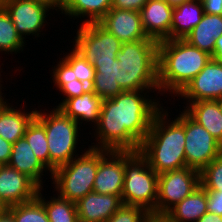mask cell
Here are the masks:
<instances>
[{
    "mask_svg": "<svg viewBox=\"0 0 222 222\" xmlns=\"http://www.w3.org/2000/svg\"><path fill=\"white\" fill-rule=\"evenodd\" d=\"M2 6L9 13L17 32L25 40L27 36L40 38L41 29L49 25V14L53 16L51 7L33 0H7ZM49 13V14H48Z\"/></svg>",
    "mask_w": 222,
    "mask_h": 222,
    "instance_id": "obj_11",
    "label": "cell"
},
{
    "mask_svg": "<svg viewBox=\"0 0 222 222\" xmlns=\"http://www.w3.org/2000/svg\"><path fill=\"white\" fill-rule=\"evenodd\" d=\"M14 222H50L42 202L35 199L7 208Z\"/></svg>",
    "mask_w": 222,
    "mask_h": 222,
    "instance_id": "obj_31",
    "label": "cell"
},
{
    "mask_svg": "<svg viewBox=\"0 0 222 222\" xmlns=\"http://www.w3.org/2000/svg\"><path fill=\"white\" fill-rule=\"evenodd\" d=\"M158 41L123 43L116 57V81L124 91H159Z\"/></svg>",
    "mask_w": 222,
    "mask_h": 222,
    "instance_id": "obj_4",
    "label": "cell"
},
{
    "mask_svg": "<svg viewBox=\"0 0 222 222\" xmlns=\"http://www.w3.org/2000/svg\"><path fill=\"white\" fill-rule=\"evenodd\" d=\"M212 58L222 63V35L218 39H216Z\"/></svg>",
    "mask_w": 222,
    "mask_h": 222,
    "instance_id": "obj_41",
    "label": "cell"
},
{
    "mask_svg": "<svg viewBox=\"0 0 222 222\" xmlns=\"http://www.w3.org/2000/svg\"><path fill=\"white\" fill-rule=\"evenodd\" d=\"M12 151V143L0 136V164L6 165L10 161Z\"/></svg>",
    "mask_w": 222,
    "mask_h": 222,
    "instance_id": "obj_38",
    "label": "cell"
},
{
    "mask_svg": "<svg viewBox=\"0 0 222 222\" xmlns=\"http://www.w3.org/2000/svg\"><path fill=\"white\" fill-rule=\"evenodd\" d=\"M208 212L222 216V194L218 191H207Z\"/></svg>",
    "mask_w": 222,
    "mask_h": 222,
    "instance_id": "obj_36",
    "label": "cell"
},
{
    "mask_svg": "<svg viewBox=\"0 0 222 222\" xmlns=\"http://www.w3.org/2000/svg\"><path fill=\"white\" fill-rule=\"evenodd\" d=\"M23 137L36 157L49 170V149L45 127L34 117L28 124Z\"/></svg>",
    "mask_w": 222,
    "mask_h": 222,
    "instance_id": "obj_30",
    "label": "cell"
},
{
    "mask_svg": "<svg viewBox=\"0 0 222 222\" xmlns=\"http://www.w3.org/2000/svg\"><path fill=\"white\" fill-rule=\"evenodd\" d=\"M69 51L63 53L62 59L73 69L77 80L91 87L96 72L94 66L87 62L73 47Z\"/></svg>",
    "mask_w": 222,
    "mask_h": 222,
    "instance_id": "obj_32",
    "label": "cell"
},
{
    "mask_svg": "<svg viewBox=\"0 0 222 222\" xmlns=\"http://www.w3.org/2000/svg\"><path fill=\"white\" fill-rule=\"evenodd\" d=\"M212 56L184 39L162 40L158 43L159 95L176 97L200 73ZM164 94V95H163Z\"/></svg>",
    "mask_w": 222,
    "mask_h": 222,
    "instance_id": "obj_3",
    "label": "cell"
},
{
    "mask_svg": "<svg viewBox=\"0 0 222 222\" xmlns=\"http://www.w3.org/2000/svg\"><path fill=\"white\" fill-rule=\"evenodd\" d=\"M218 105H219V108H220V111L222 113V98H219V99H216Z\"/></svg>",
    "mask_w": 222,
    "mask_h": 222,
    "instance_id": "obj_47",
    "label": "cell"
},
{
    "mask_svg": "<svg viewBox=\"0 0 222 222\" xmlns=\"http://www.w3.org/2000/svg\"><path fill=\"white\" fill-rule=\"evenodd\" d=\"M24 103L26 104V101L18 108L7 100L0 107V136L12 144L23 138L28 124L36 114L37 108L29 111Z\"/></svg>",
    "mask_w": 222,
    "mask_h": 222,
    "instance_id": "obj_18",
    "label": "cell"
},
{
    "mask_svg": "<svg viewBox=\"0 0 222 222\" xmlns=\"http://www.w3.org/2000/svg\"><path fill=\"white\" fill-rule=\"evenodd\" d=\"M0 222H14L12 215L6 210L0 215Z\"/></svg>",
    "mask_w": 222,
    "mask_h": 222,
    "instance_id": "obj_44",
    "label": "cell"
},
{
    "mask_svg": "<svg viewBox=\"0 0 222 222\" xmlns=\"http://www.w3.org/2000/svg\"><path fill=\"white\" fill-rule=\"evenodd\" d=\"M1 77H4V75L2 76V74H0ZM0 77V107L8 100L7 98L5 99V95H3L4 93L2 92V89H6L4 88L5 86H2V82H3V78Z\"/></svg>",
    "mask_w": 222,
    "mask_h": 222,
    "instance_id": "obj_43",
    "label": "cell"
},
{
    "mask_svg": "<svg viewBox=\"0 0 222 222\" xmlns=\"http://www.w3.org/2000/svg\"><path fill=\"white\" fill-rule=\"evenodd\" d=\"M168 111L164 106L155 115L138 151L158 175L186 167L185 111H180L174 120Z\"/></svg>",
    "mask_w": 222,
    "mask_h": 222,
    "instance_id": "obj_2",
    "label": "cell"
},
{
    "mask_svg": "<svg viewBox=\"0 0 222 222\" xmlns=\"http://www.w3.org/2000/svg\"><path fill=\"white\" fill-rule=\"evenodd\" d=\"M113 0H63L60 14L81 19V24L97 23L111 9ZM85 18V20H84ZM83 19V20H82Z\"/></svg>",
    "mask_w": 222,
    "mask_h": 222,
    "instance_id": "obj_24",
    "label": "cell"
},
{
    "mask_svg": "<svg viewBox=\"0 0 222 222\" xmlns=\"http://www.w3.org/2000/svg\"><path fill=\"white\" fill-rule=\"evenodd\" d=\"M1 66H2V65L0 64V74L3 72V71H2V70H3V68L1 69Z\"/></svg>",
    "mask_w": 222,
    "mask_h": 222,
    "instance_id": "obj_50",
    "label": "cell"
},
{
    "mask_svg": "<svg viewBox=\"0 0 222 222\" xmlns=\"http://www.w3.org/2000/svg\"><path fill=\"white\" fill-rule=\"evenodd\" d=\"M45 111H48L47 108L36 110L35 118L45 127L49 149L50 174L48 173V175L51 179L52 172L57 167L69 163L74 156L81 155L78 154L80 152L78 147L81 143L78 137L82 133L79 123L59 108L53 107L50 111Z\"/></svg>",
    "mask_w": 222,
    "mask_h": 222,
    "instance_id": "obj_5",
    "label": "cell"
},
{
    "mask_svg": "<svg viewBox=\"0 0 222 222\" xmlns=\"http://www.w3.org/2000/svg\"><path fill=\"white\" fill-rule=\"evenodd\" d=\"M73 48L90 64H107L116 60L122 42L98 23L79 24Z\"/></svg>",
    "mask_w": 222,
    "mask_h": 222,
    "instance_id": "obj_8",
    "label": "cell"
},
{
    "mask_svg": "<svg viewBox=\"0 0 222 222\" xmlns=\"http://www.w3.org/2000/svg\"><path fill=\"white\" fill-rule=\"evenodd\" d=\"M146 222H170L165 216L151 215Z\"/></svg>",
    "mask_w": 222,
    "mask_h": 222,
    "instance_id": "obj_42",
    "label": "cell"
},
{
    "mask_svg": "<svg viewBox=\"0 0 222 222\" xmlns=\"http://www.w3.org/2000/svg\"><path fill=\"white\" fill-rule=\"evenodd\" d=\"M196 222H222V216L207 211V212H206L200 219H198Z\"/></svg>",
    "mask_w": 222,
    "mask_h": 222,
    "instance_id": "obj_39",
    "label": "cell"
},
{
    "mask_svg": "<svg viewBox=\"0 0 222 222\" xmlns=\"http://www.w3.org/2000/svg\"><path fill=\"white\" fill-rule=\"evenodd\" d=\"M158 176L138 151H125L122 203L142 207L156 216Z\"/></svg>",
    "mask_w": 222,
    "mask_h": 222,
    "instance_id": "obj_7",
    "label": "cell"
},
{
    "mask_svg": "<svg viewBox=\"0 0 222 222\" xmlns=\"http://www.w3.org/2000/svg\"><path fill=\"white\" fill-rule=\"evenodd\" d=\"M186 167L201 172L222 154V145L185 112Z\"/></svg>",
    "mask_w": 222,
    "mask_h": 222,
    "instance_id": "obj_10",
    "label": "cell"
},
{
    "mask_svg": "<svg viewBox=\"0 0 222 222\" xmlns=\"http://www.w3.org/2000/svg\"><path fill=\"white\" fill-rule=\"evenodd\" d=\"M207 191L199 186L193 193L172 207L164 216L170 222H196L207 211Z\"/></svg>",
    "mask_w": 222,
    "mask_h": 222,
    "instance_id": "obj_25",
    "label": "cell"
},
{
    "mask_svg": "<svg viewBox=\"0 0 222 222\" xmlns=\"http://www.w3.org/2000/svg\"><path fill=\"white\" fill-rule=\"evenodd\" d=\"M52 65V73L50 75L53 77L52 82L54 83L59 93L63 94L62 102L60 101L58 105L54 106L59 108L67 99L81 96L87 90L90 89L88 85L77 80V77L74 75L73 69L59 57L57 59V64Z\"/></svg>",
    "mask_w": 222,
    "mask_h": 222,
    "instance_id": "obj_26",
    "label": "cell"
},
{
    "mask_svg": "<svg viewBox=\"0 0 222 222\" xmlns=\"http://www.w3.org/2000/svg\"><path fill=\"white\" fill-rule=\"evenodd\" d=\"M147 2L148 0H113L111 8L139 12Z\"/></svg>",
    "mask_w": 222,
    "mask_h": 222,
    "instance_id": "obj_35",
    "label": "cell"
},
{
    "mask_svg": "<svg viewBox=\"0 0 222 222\" xmlns=\"http://www.w3.org/2000/svg\"><path fill=\"white\" fill-rule=\"evenodd\" d=\"M173 9L165 0H148L142 7L140 18L149 38L159 42L170 35Z\"/></svg>",
    "mask_w": 222,
    "mask_h": 222,
    "instance_id": "obj_16",
    "label": "cell"
},
{
    "mask_svg": "<svg viewBox=\"0 0 222 222\" xmlns=\"http://www.w3.org/2000/svg\"><path fill=\"white\" fill-rule=\"evenodd\" d=\"M33 1H38L50 6L52 8L53 14L55 13L53 10H55L58 13L61 11L62 2H63V0H33Z\"/></svg>",
    "mask_w": 222,
    "mask_h": 222,
    "instance_id": "obj_40",
    "label": "cell"
},
{
    "mask_svg": "<svg viewBox=\"0 0 222 222\" xmlns=\"http://www.w3.org/2000/svg\"><path fill=\"white\" fill-rule=\"evenodd\" d=\"M176 97L186 100L183 104L222 98V63L211 58Z\"/></svg>",
    "mask_w": 222,
    "mask_h": 222,
    "instance_id": "obj_13",
    "label": "cell"
},
{
    "mask_svg": "<svg viewBox=\"0 0 222 222\" xmlns=\"http://www.w3.org/2000/svg\"><path fill=\"white\" fill-rule=\"evenodd\" d=\"M125 174V151L99 149V165L93 192L121 195Z\"/></svg>",
    "mask_w": 222,
    "mask_h": 222,
    "instance_id": "obj_12",
    "label": "cell"
},
{
    "mask_svg": "<svg viewBox=\"0 0 222 222\" xmlns=\"http://www.w3.org/2000/svg\"><path fill=\"white\" fill-rule=\"evenodd\" d=\"M39 189L31 178L8 164L0 167V201L6 208L35 199Z\"/></svg>",
    "mask_w": 222,
    "mask_h": 222,
    "instance_id": "obj_14",
    "label": "cell"
},
{
    "mask_svg": "<svg viewBox=\"0 0 222 222\" xmlns=\"http://www.w3.org/2000/svg\"><path fill=\"white\" fill-rule=\"evenodd\" d=\"M7 0H0V5H2Z\"/></svg>",
    "mask_w": 222,
    "mask_h": 222,
    "instance_id": "obj_49",
    "label": "cell"
},
{
    "mask_svg": "<svg viewBox=\"0 0 222 222\" xmlns=\"http://www.w3.org/2000/svg\"><path fill=\"white\" fill-rule=\"evenodd\" d=\"M8 165L18 172L27 175L40 188H43L46 181L43 176H45L49 170L36 157L24 137L12 144L11 157Z\"/></svg>",
    "mask_w": 222,
    "mask_h": 222,
    "instance_id": "obj_19",
    "label": "cell"
},
{
    "mask_svg": "<svg viewBox=\"0 0 222 222\" xmlns=\"http://www.w3.org/2000/svg\"><path fill=\"white\" fill-rule=\"evenodd\" d=\"M122 205L121 195L90 192L76 203L78 219L105 222Z\"/></svg>",
    "mask_w": 222,
    "mask_h": 222,
    "instance_id": "obj_17",
    "label": "cell"
},
{
    "mask_svg": "<svg viewBox=\"0 0 222 222\" xmlns=\"http://www.w3.org/2000/svg\"><path fill=\"white\" fill-rule=\"evenodd\" d=\"M204 15L201 0H191L174 7L170 35L166 38L184 39L197 26Z\"/></svg>",
    "mask_w": 222,
    "mask_h": 222,
    "instance_id": "obj_22",
    "label": "cell"
},
{
    "mask_svg": "<svg viewBox=\"0 0 222 222\" xmlns=\"http://www.w3.org/2000/svg\"><path fill=\"white\" fill-rule=\"evenodd\" d=\"M199 186L200 172L189 167L159 174L156 216H164Z\"/></svg>",
    "mask_w": 222,
    "mask_h": 222,
    "instance_id": "obj_9",
    "label": "cell"
},
{
    "mask_svg": "<svg viewBox=\"0 0 222 222\" xmlns=\"http://www.w3.org/2000/svg\"><path fill=\"white\" fill-rule=\"evenodd\" d=\"M81 155L74 157L69 163L57 167L52 172L53 193L77 203L93 186L99 165V149L89 147L82 150Z\"/></svg>",
    "mask_w": 222,
    "mask_h": 222,
    "instance_id": "obj_6",
    "label": "cell"
},
{
    "mask_svg": "<svg viewBox=\"0 0 222 222\" xmlns=\"http://www.w3.org/2000/svg\"><path fill=\"white\" fill-rule=\"evenodd\" d=\"M43 189H39L37 198L42 202L50 222H77L76 203L60 197L57 193L47 198L43 195Z\"/></svg>",
    "mask_w": 222,
    "mask_h": 222,
    "instance_id": "obj_27",
    "label": "cell"
},
{
    "mask_svg": "<svg viewBox=\"0 0 222 222\" xmlns=\"http://www.w3.org/2000/svg\"><path fill=\"white\" fill-rule=\"evenodd\" d=\"M183 108L222 145V113L216 100L186 103Z\"/></svg>",
    "mask_w": 222,
    "mask_h": 222,
    "instance_id": "obj_21",
    "label": "cell"
},
{
    "mask_svg": "<svg viewBox=\"0 0 222 222\" xmlns=\"http://www.w3.org/2000/svg\"><path fill=\"white\" fill-rule=\"evenodd\" d=\"M77 222H90V221H84V220L78 219Z\"/></svg>",
    "mask_w": 222,
    "mask_h": 222,
    "instance_id": "obj_48",
    "label": "cell"
},
{
    "mask_svg": "<svg viewBox=\"0 0 222 222\" xmlns=\"http://www.w3.org/2000/svg\"><path fill=\"white\" fill-rule=\"evenodd\" d=\"M150 216L151 214L142 207L123 204L105 222H146Z\"/></svg>",
    "mask_w": 222,
    "mask_h": 222,
    "instance_id": "obj_34",
    "label": "cell"
},
{
    "mask_svg": "<svg viewBox=\"0 0 222 222\" xmlns=\"http://www.w3.org/2000/svg\"><path fill=\"white\" fill-rule=\"evenodd\" d=\"M6 210L7 208L5 205L0 201V215L3 214Z\"/></svg>",
    "mask_w": 222,
    "mask_h": 222,
    "instance_id": "obj_46",
    "label": "cell"
},
{
    "mask_svg": "<svg viewBox=\"0 0 222 222\" xmlns=\"http://www.w3.org/2000/svg\"><path fill=\"white\" fill-rule=\"evenodd\" d=\"M97 23L122 43L152 39L146 35L138 11L111 8Z\"/></svg>",
    "mask_w": 222,
    "mask_h": 222,
    "instance_id": "obj_15",
    "label": "cell"
},
{
    "mask_svg": "<svg viewBox=\"0 0 222 222\" xmlns=\"http://www.w3.org/2000/svg\"><path fill=\"white\" fill-rule=\"evenodd\" d=\"M204 14L222 15V0H201Z\"/></svg>",
    "mask_w": 222,
    "mask_h": 222,
    "instance_id": "obj_37",
    "label": "cell"
},
{
    "mask_svg": "<svg viewBox=\"0 0 222 222\" xmlns=\"http://www.w3.org/2000/svg\"><path fill=\"white\" fill-rule=\"evenodd\" d=\"M200 184L206 191L222 194V154L200 172Z\"/></svg>",
    "mask_w": 222,
    "mask_h": 222,
    "instance_id": "obj_33",
    "label": "cell"
},
{
    "mask_svg": "<svg viewBox=\"0 0 222 222\" xmlns=\"http://www.w3.org/2000/svg\"><path fill=\"white\" fill-rule=\"evenodd\" d=\"M222 35V15L204 14L184 38L190 45L213 56L216 39Z\"/></svg>",
    "mask_w": 222,
    "mask_h": 222,
    "instance_id": "obj_23",
    "label": "cell"
},
{
    "mask_svg": "<svg viewBox=\"0 0 222 222\" xmlns=\"http://www.w3.org/2000/svg\"><path fill=\"white\" fill-rule=\"evenodd\" d=\"M150 92L154 93L156 98ZM158 94L159 91H124L113 98L104 99L98 122L93 132H89L92 139L93 136L95 138V142L89 147L112 151H139L155 115L164 107Z\"/></svg>",
    "mask_w": 222,
    "mask_h": 222,
    "instance_id": "obj_1",
    "label": "cell"
},
{
    "mask_svg": "<svg viewBox=\"0 0 222 222\" xmlns=\"http://www.w3.org/2000/svg\"><path fill=\"white\" fill-rule=\"evenodd\" d=\"M95 76L90 87L96 95L104 99H110L124 92L116 81V60L113 63L93 64Z\"/></svg>",
    "mask_w": 222,
    "mask_h": 222,
    "instance_id": "obj_28",
    "label": "cell"
},
{
    "mask_svg": "<svg viewBox=\"0 0 222 222\" xmlns=\"http://www.w3.org/2000/svg\"><path fill=\"white\" fill-rule=\"evenodd\" d=\"M103 99L90 88L81 96L67 99L59 109L71 119L82 125H90L92 129L98 122ZM84 121V122H83ZM91 124H90V123Z\"/></svg>",
    "mask_w": 222,
    "mask_h": 222,
    "instance_id": "obj_20",
    "label": "cell"
},
{
    "mask_svg": "<svg viewBox=\"0 0 222 222\" xmlns=\"http://www.w3.org/2000/svg\"><path fill=\"white\" fill-rule=\"evenodd\" d=\"M169 5L175 7L177 5H180L182 3L191 1V0H165Z\"/></svg>",
    "mask_w": 222,
    "mask_h": 222,
    "instance_id": "obj_45",
    "label": "cell"
},
{
    "mask_svg": "<svg viewBox=\"0 0 222 222\" xmlns=\"http://www.w3.org/2000/svg\"><path fill=\"white\" fill-rule=\"evenodd\" d=\"M26 41L17 32L9 13L0 5V53H21L27 45Z\"/></svg>",
    "mask_w": 222,
    "mask_h": 222,
    "instance_id": "obj_29",
    "label": "cell"
}]
</instances>
